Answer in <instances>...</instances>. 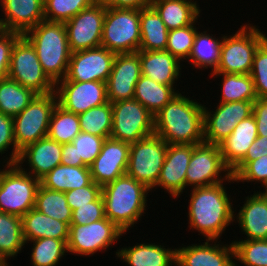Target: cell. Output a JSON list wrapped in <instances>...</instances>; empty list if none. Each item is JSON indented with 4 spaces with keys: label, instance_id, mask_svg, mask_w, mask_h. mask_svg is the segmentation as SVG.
I'll return each mask as SVG.
<instances>
[{
    "label": "cell",
    "instance_id": "30",
    "mask_svg": "<svg viewBox=\"0 0 267 266\" xmlns=\"http://www.w3.org/2000/svg\"><path fill=\"white\" fill-rule=\"evenodd\" d=\"M92 182L90 167L59 164L44 177L40 184L50 190L67 192Z\"/></svg>",
    "mask_w": 267,
    "mask_h": 266
},
{
    "label": "cell",
    "instance_id": "2",
    "mask_svg": "<svg viewBox=\"0 0 267 266\" xmlns=\"http://www.w3.org/2000/svg\"><path fill=\"white\" fill-rule=\"evenodd\" d=\"M154 134L167 144L204 142V104L179 92L154 115Z\"/></svg>",
    "mask_w": 267,
    "mask_h": 266
},
{
    "label": "cell",
    "instance_id": "43",
    "mask_svg": "<svg viewBox=\"0 0 267 266\" xmlns=\"http://www.w3.org/2000/svg\"><path fill=\"white\" fill-rule=\"evenodd\" d=\"M198 18L183 28L170 30L168 33L166 51L170 52L179 61L188 60L194 44V39L199 28H196Z\"/></svg>",
    "mask_w": 267,
    "mask_h": 266
},
{
    "label": "cell",
    "instance_id": "44",
    "mask_svg": "<svg viewBox=\"0 0 267 266\" xmlns=\"http://www.w3.org/2000/svg\"><path fill=\"white\" fill-rule=\"evenodd\" d=\"M250 75L254 82L257 98H267V37L254 54Z\"/></svg>",
    "mask_w": 267,
    "mask_h": 266
},
{
    "label": "cell",
    "instance_id": "22",
    "mask_svg": "<svg viewBox=\"0 0 267 266\" xmlns=\"http://www.w3.org/2000/svg\"><path fill=\"white\" fill-rule=\"evenodd\" d=\"M0 30L23 35L44 19V0H0ZM4 17V18H3Z\"/></svg>",
    "mask_w": 267,
    "mask_h": 266
},
{
    "label": "cell",
    "instance_id": "23",
    "mask_svg": "<svg viewBox=\"0 0 267 266\" xmlns=\"http://www.w3.org/2000/svg\"><path fill=\"white\" fill-rule=\"evenodd\" d=\"M61 153L62 144L45 137L21 150L16 164L24 172L41 179L61 164ZM24 162L27 163L25 166H29L27 169L24 167Z\"/></svg>",
    "mask_w": 267,
    "mask_h": 266
},
{
    "label": "cell",
    "instance_id": "29",
    "mask_svg": "<svg viewBox=\"0 0 267 266\" xmlns=\"http://www.w3.org/2000/svg\"><path fill=\"white\" fill-rule=\"evenodd\" d=\"M21 220L25 242L41 238L69 239L68 223L47 216L35 208L29 210Z\"/></svg>",
    "mask_w": 267,
    "mask_h": 266
},
{
    "label": "cell",
    "instance_id": "49",
    "mask_svg": "<svg viewBox=\"0 0 267 266\" xmlns=\"http://www.w3.org/2000/svg\"><path fill=\"white\" fill-rule=\"evenodd\" d=\"M102 193V187L92 181L89 185L81 188H76L65 192L68 205L72 209H77V206L89 205L95 201Z\"/></svg>",
    "mask_w": 267,
    "mask_h": 266
},
{
    "label": "cell",
    "instance_id": "6",
    "mask_svg": "<svg viewBox=\"0 0 267 266\" xmlns=\"http://www.w3.org/2000/svg\"><path fill=\"white\" fill-rule=\"evenodd\" d=\"M0 169V212L18 217L34 208L40 179L24 172L17 164Z\"/></svg>",
    "mask_w": 267,
    "mask_h": 266
},
{
    "label": "cell",
    "instance_id": "33",
    "mask_svg": "<svg viewBox=\"0 0 267 266\" xmlns=\"http://www.w3.org/2000/svg\"><path fill=\"white\" fill-rule=\"evenodd\" d=\"M208 30H204L200 32L199 30L196 33L193 49L191 55L188 59V64L195 69H211L210 72H214L218 67L220 51H221V43L223 40V35L218 38L214 37V35H210L207 32Z\"/></svg>",
    "mask_w": 267,
    "mask_h": 266
},
{
    "label": "cell",
    "instance_id": "15",
    "mask_svg": "<svg viewBox=\"0 0 267 266\" xmlns=\"http://www.w3.org/2000/svg\"><path fill=\"white\" fill-rule=\"evenodd\" d=\"M254 101L218 102L211 111L204 105V142L219 145L237 123L252 115Z\"/></svg>",
    "mask_w": 267,
    "mask_h": 266
},
{
    "label": "cell",
    "instance_id": "48",
    "mask_svg": "<svg viewBox=\"0 0 267 266\" xmlns=\"http://www.w3.org/2000/svg\"><path fill=\"white\" fill-rule=\"evenodd\" d=\"M105 218L104 201L100 195L89 205L77 206L72 211L70 225H86Z\"/></svg>",
    "mask_w": 267,
    "mask_h": 266
},
{
    "label": "cell",
    "instance_id": "54",
    "mask_svg": "<svg viewBox=\"0 0 267 266\" xmlns=\"http://www.w3.org/2000/svg\"><path fill=\"white\" fill-rule=\"evenodd\" d=\"M108 7L142 9L150 6V0H101Z\"/></svg>",
    "mask_w": 267,
    "mask_h": 266
},
{
    "label": "cell",
    "instance_id": "20",
    "mask_svg": "<svg viewBox=\"0 0 267 266\" xmlns=\"http://www.w3.org/2000/svg\"><path fill=\"white\" fill-rule=\"evenodd\" d=\"M220 242L205 239L203 244L177 247L175 266H235L232 241L229 244Z\"/></svg>",
    "mask_w": 267,
    "mask_h": 266
},
{
    "label": "cell",
    "instance_id": "41",
    "mask_svg": "<svg viewBox=\"0 0 267 266\" xmlns=\"http://www.w3.org/2000/svg\"><path fill=\"white\" fill-rule=\"evenodd\" d=\"M234 246L235 266H267V240L232 241Z\"/></svg>",
    "mask_w": 267,
    "mask_h": 266
},
{
    "label": "cell",
    "instance_id": "45",
    "mask_svg": "<svg viewBox=\"0 0 267 266\" xmlns=\"http://www.w3.org/2000/svg\"><path fill=\"white\" fill-rule=\"evenodd\" d=\"M104 140V137L80 132L72 141L78 153V160H82L87 167H90L100 154Z\"/></svg>",
    "mask_w": 267,
    "mask_h": 266
},
{
    "label": "cell",
    "instance_id": "36",
    "mask_svg": "<svg viewBox=\"0 0 267 266\" xmlns=\"http://www.w3.org/2000/svg\"><path fill=\"white\" fill-rule=\"evenodd\" d=\"M37 94L16 81L0 79V113L10 117L22 112Z\"/></svg>",
    "mask_w": 267,
    "mask_h": 266
},
{
    "label": "cell",
    "instance_id": "35",
    "mask_svg": "<svg viewBox=\"0 0 267 266\" xmlns=\"http://www.w3.org/2000/svg\"><path fill=\"white\" fill-rule=\"evenodd\" d=\"M213 78L221 79L220 103L233 101H255L257 99L254 82L250 74L210 73Z\"/></svg>",
    "mask_w": 267,
    "mask_h": 266
},
{
    "label": "cell",
    "instance_id": "12",
    "mask_svg": "<svg viewBox=\"0 0 267 266\" xmlns=\"http://www.w3.org/2000/svg\"><path fill=\"white\" fill-rule=\"evenodd\" d=\"M112 129L110 138L128 144L154 134V115L135 99L111 103Z\"/></svg>",
    "mask_w": 267,
    "mask_h": 266
},
{
    "label": "cell",
    "instance_id": "47",
    "mask_svg": "<svg viewBox=\"0 0 267 266\" xmlns=\"http://www.w3.org/2000/svg\"><path fill=\"white\" fill-rule=\"evenodd\" d=\"M236 183L251 182L261 184L263 190L267 188V156L263 155L259 159L250 161L235 177Z\"/></svg>",
    "mask_w": 267,
    "mask_h": 266
},
{
    "label": "cell",
    "instance_id": "34",
    "mask_svg": "<svg viewBox=\"0 0 267 266\" xmlns=\"http://www.w3.org/2000/svg\"><path fill=\"white\" fill-rule=\"evenodd\" d=\"M22 220L20 217L0 212V258L7 263L25 247Z\"/></svg>",
    "mask_w": 267,
    "mask_h": 266
},
{
    "label": "cell",
    "instance_id": "38",
    "mask_svg": "<svg viewBox=\"0 0 267 266\" xmlns=\"http://www.w3.org/2000/svg\"><path fill=\"white\" fill-rule=\"evenodd\" d=\"M34 208L56 220L69 225L71 223L72 209L68 205L65 192L50 190L40 184Z\"/></svg>",
    "mask_w": 267,
    "mask_h": 266
},
{
    "label": "cell",
    "instance_id": "11",
    "mask_svg": "<svg viewBox=\"0 0 267 266\" xmlns=\"http://www.w3.org/2000/svg\"><path fill=\"white\" fill-rule=\"evenodd\" d=\"M226 181L234 183L235 178L223 161L219 145L206 142L195 144L186 171V188H200Z\"/></svg>",
    "mask_w": 267,
    "mask_h": 266
},
{
    "label": "cell",
    "instance_id": "26",
    "mask_svg": "<svg viewBox=\"0 0 267 266\" xmlns=\"http://www.w3.org/2000/svg\"><path fill=\"white\" fill-rule=\"evenodd\" d=\"M140 63L142 75L161 84L176 87L177 80L182 75V62L166 50H140Z\"/></svg>",
    "mask_w": 267,
    "mask_h": 266
},
{
    "label": "cell",
    "instance_id": "25",
    "mask_svg": "<svg viewBox=\"0 0 267 266\" xmlns=\"http://www.w3.org/2000/svg\"><path fill=\"white\" fill-rule=\"evenodd\" d=\"M117 259L129 266H175L176 247L166 248L163 243L141 242L133 246L121 247L116 254Z\"/></svg>",
    "mask_w": 267,
    "mask_h": 266
},
{
    "label": "cell",
    "instance_id": "9",
    "mask_svg": "<svg viewBox=\"0 0 267 266\" xmlns=\"http://www.w3.org/2000/svg\"><path fill=\"white\" fill-rule=\"evenodd\" d=\"M57 103L55 91L36 95L22 112L13 117L14 140L19 151L47 137L50 118Z\"/></svg>",
    "mask_w": 267,
    "mask_h": 266
},
{
    "label": "cell",
    "instance_id": "21",
    "mask_svg": "<svg viewBox=\"0 0 267 266\" xmlns=\"http://www.w3.org/2000/svg\"><path fill=\"white\" fill-rule=\"evenodd\" d=\"M193 144H168L163 167L155 189L162 188L175 200L186 189V171L191 160ZM166 190V191H165Z\"/></svg>",
    "mask_w": 267,
    "mask_h": 266
},
{
    "label": "cell",
    "instance_id": "46",
    "mask_svg": "<svg viewBox=\"0 0 267 266\" xmlns=\"http://www.w3.org/2000/svg\"><path fill=\"white\" fill-rule=\"evenodd\" d=\"M13 130V117L0 113V155L6 153L8 149L11 150L9 157L6 155V159H3V164H16L20 155L14 140Z\"/></svg>",
    "mask_w": 267,
    "mask_h": 266
},
{
    "label": "cell",
    "instance_id": "37",
    "mask_svg": "<svg viewBox=\"0 0 267 266\" xmlns=\"http://www.w3.org/2000/svg\"><path fill=\"white\" fill-rule=\"evenodd\" d=\"M81 132L78 114L56 104L49 123L47 137L60 144L71 143Z\"/></svg>",
    "mask_w": 267,
    "mask_h": 266
},
{
    "label": "cell",
    "instance_id": "50",
    "mask_svg": "<svg viewBox=\"0 0 267 266\" xmlns=\"http://www.w3.org/2000/svg\"><path fill=\"white\" fill-rule=\"evenodd\" d=\"M20 33L0 30V79L8 78L11 50Z\"/></svg>",
    "mask_w": 267,
    "mask_h": 266
},
{
    "label": "cell",
    "instance_id": "39",
    "mask_svg": "<svg viewBox=\"0 0 267 266\" xmlns=\"http://www.w3.org/2000/svg\"><path fill=\"white\" fill-rule=\"evenodd\" d=\"M33 243L30 257L32 266H56L60 260L67 255L68 240L41 238L26 241V244Z\"/></svg>",
    "mask_w": 267,
    "mask_h": 266
},
{
    "label": "cell",
    "instance_id": "3",
    "mask_svg": "<svg viewBox=\"0 0 267 266\" xmlns=\"http://www.w3.org/2000/svg\"><path fill=\"white\" fill-rule=\"evenodd\" d=\"M151 190L127 174L102 187L105 217L127 233L144 216Z\"/></svg>",
    "mask_w": 267,
    "mask_h": 266
},
{
    "label": "cell",
    "instance_id": "42",
    "mask_svg": "<svg viewBox=\"0 0 267 266\" xmlns=\"http://www.w3.org/2000/svg\"><path fill=\"white\" fill-rule=\"evenodd\" d=\"M97 0H44V19L51 22L70 20Z\"/></svg>",
    "mask_w": 267,
    "mask_h": 266
},
{
    "label": "cell",
    "instance_id": "28",
    "mask_svg": "<svg viewBox=\"0 0 267 266\" xmlns=\"http://www.w3.org/2000/svg\"><path fill=\"white\" fill-rule=\"evenodd\" d=\"M150 6L159 14L166 28L170 30L200 21V5L192 0H150Z\"/></svg>",
    "mask_w": 267,
    "mask_h": 266
},
{
    "label": "cell",
    "instance_id": "14",
    "mask_svg": "<svg viewBox=\"0 0 267 266\" xmlns=\"http://www.w3.org/2000/svg\"><path fill=\"white\" fill-rule=\"evenodd\" d=\"M106 5L97 0L65 22L71 53L101 46Z\"/></svg>",
    "mask_w": 267,
    "mask_h": 266
},
{
    "label": "cell",
    "instance_id": "40",
    "mask_svg": "<svg viewBox=\"0 0 267 266\" xmlns=\"http://www.w3.org/2000/svg\"><path fill=\"white\" fill-rule=\"evenodd\" d=\"M81 132L110 138L112 129V106L111 102L90 108L86 112L78 114Z\"/></svg>",
    "mask_w": 267,
    "mask_h": 266
},
{
    "label": "cell",
    "instance_id": "4",
    "mask_svg": "<svg viewBox=\"0 0 267 266\" xmlns=\"http://www.w3.org/2000/svg\"><path fill=\"white\" fill-rule=\"evenodd\" d=\"M23 36L34 47L47 76L55 84L64 79L71 56L65 23L43 20Z\"/></svg>",
    "mask_w": 267,
    "mask_h": 266
},
{
    "label": "cell",
    "instance_id": "19",
    "mask_svg": "<svg viewBox=\"0 0 267 266\" xmlns=\"http://www.w3.org/2000/svg\"><path fill=\"white\" fill-rule=\"evenodd\" d=\"M130 144L107 138L101 152L90 166L92 181L103 187L126 174Z\"/></svg>",
    "mask_w": 267,
    "mask_h": 266
},
{
    "label": "cell",
    "instance_id": "1",
    "mask_svg": "<svg viewBox=\"0 0 267 266\" xmlns=\"http://www.w3.org/2000/svg\"><path fill=\"white\" fill-rule=\"evenodd\" d=\"M224 182L191 189L188 200V226L206 240H220L234 219V207Z\"/></svg>",
    "mask_w": 267,
    "mask_h": 266
},
{
    "label": "cell",
    "instance_id": "18",
    "mask_svg": "<svg viewBox=\"0 0 267 266\" xmlns=\"http://www.w3.org/2000/svg\"><path fill=\"white\" fill-rule=\"evenodd\" d=\"M140 50L116 54L106 81L107 99L114 103L134 99L135 85L141 77Z\"/></svg>",
    "mask_w": 267,
    "mask_h": 266
},
{
    "label": "cell",
    "instance_id": "17",
    "mask_svg": "<svg viewBox=\"0 0 267 266\" xmlns=\"http://www.w3.org/2000/svg\"><path fill=\"white\" fill-rule=\"evenodd\" d=\"M55 92L58 104L75 114L108 102L106 83L100 81H58Z\"/></svg>",
    "mask_w": 267,
    "mask_h": 266
},
{
    "label": "cell",
    "instance_id": "31",
    "mask_svg": "<svg viewBox=\"0 0 267 266\" xmlns=\"http://www.w3.org/2000/svg\"><path fill=\"white\" fill-rule=\"evenodd\" d=\"M141 43L139 50L165 51L169 30L159 14L151 7L140 9Z\"/></svg>",
    "mask_w": 267,
    "mask_h": 266
},
{
    "label": "cell",
    "instance_id": "32",
    "mask_svg": "<svg viewBox=\"0 0 267 266\" xmlns=\"http://www.w3.org/2000/svg\"><path fill=\"white\" fill-rule=\"evenodd\" d=\"M155 82L141 75L135 85L134 99L139 101L152 115H156L176 94L179 89Z\"/></svg>",
    "mask_w": 267,
    "mask_h": 266
},
{
    "label": "cell",
    "instance_id": "5",
    "mask_svg": "<svg viewBox=\"0 0 267 266\" xmlns=\"http://www.w3.org/2000/svg\"><path fill=\"white\" fill-rule=\"evenodd\" d=\"M240 27L235 34L223 36L218 67L210 73H251L254 54L267 34L252 23Z\"/></svg>",
    "mask_w": 267,
    "mask_h": 266
},
{
    "label": "cell",
    "instance_id": "51",
    "mask_svg": "<svg viewBox=\"0 0 267 266\" xmlns=\"http://www.w3.org/2000/svg\"><path fill=\"white\" fill-rule=\"evenodd\" d=\"M252 115L256 120L258 136H267V98H257L253 102Z\"/></svg>",
    "mask_w": 267,
    "mask_h": 266
},
{
    "label": "cell",
    "instance_id": "13",
    "mask_svg": "<svg viewBox=\"0 0 267 266\" xmlns=\"http://www.w3.org/2000/svg\"><path fill=\"white\" fill-rule=\"evenodd\" d=\"M124 234L107 217L86 225H70L67 250L71 255L89 257L109 250Z\"/></svg>",
    "mask_w": 267,
    "mask_h": 266
},
{
    "label": "cell",
    "instance_id": "55",
    "mask_svg": "<svg viewBox=\"0 0 267 266\" xmlns=\"http://www.w3.org/2000/svg\"><path fill=\"white\" fill-rule=\"evenodd\" d=\"M262 146L267 149V136H262Z\"/></svg>",
    "mask_w": 267,
    "mask_h": 266
},
{
    "label": "cell",
    "instance_id": "27",
    "mask_svg": "<svg viewBox=\"0 0 267 266\" xmlns=\"http://www.w3.org/2000/svg\"><path fill=\"white\" fill-rule=\"evenodd\" d=\"M257 137L256 120L251 115L237 123L232 133L219 144L223 161L231 171L245 158Z\"/></svg>",
    "mask_w": 267,
    "mask_h": 266
},
{
    "label": "cell",
    "instance_id": "24",
    "mask_svg": "<svg viewBox=\"0 0 267 266\" xmlns=\"http://www.w3.org/2000/svg\"><path fill=\"white\" fill-rule=\"evenodd\" d=\"M243 203L238 213L236 210L234 213L242 234L246 235L243 239L267 240V195L264 191H254Z\"/></svg>",
    "mask_w": 267,
    "mask_h": 266
},
{
    "label": "cell",
    "instance_id": "8",
    "mask_svg": "<svg viewBox=\"0 0 267 266\" xmlns=\"http://www.w3.org/2000/svg\"><path fill=\"white\" fill-rule=\"evenodd\" d=\"M8 78L37 95L55 91V83L43 71L34 47L23 35L12 47Z\"/></svg>",
    "mask_w": 267,
    "mask_h": 266
},
{
    "label": "cell",
    "instance_id": "52",
    "mask_svg": "<svg viewBox=\"0 0 267 266\" xmlns=\"http://www.w3.org/2000/svg\"><path fill=\"white\" fill-rule=\"evenodd\" d=\"M263 155L267 156V149L262 146V136H258L250 145L245 158L231 171L235 177L250 161L259 159Z\"/></svg>",
    "mask_w": 267,
    "mask_h": 266
},
{
    "label": "cell",
    "instance_id": "56",
    "mask_svg": "<svg viewBox=\"0 0 267 266\" xmlns=\"http://www.w3.org/2000/svg\"><path fill=\"white\" fill-rule=\"evenodd\" d=\"M10 264L7 263L3 258H0V266H9Z\"/></svg>",
    "mask_w": 267,
    "mask_h": 266
},
{
    "label": "cell",
    "instance_id": "16",
    "mask_svg": "<svg viewBox=\"0 0 267 266\" xmlns=\"http://www.w3.org/2000/svg\"><path fill=\"white\" fill-rule=\"evenodd\" d=\"M116 54L105 47L71 53L67 75L60 81H107Z\"/></svg>",
    "mask_w": 267,
    "mask_h": 266
},
{
    "label": "cell",
    "instance_id": "7",
    "mask_svg": "<svg viewBox=\"0 0 267 266\" xmlns=\"http://www.w3.org/2000/svg\"><path fill=\"white\" fill-rule=\"evenodd\" d=\"M140 43V9L106 6L101 46L115 54H124L138 52Z\"/></svg>",
    "mask_w": 267,
    "mask_h": 266
},
{
    "label": "cell",
    "instance_id": "53",
    "mask_svg": "<svg viewBox=\"0 0 267 266\" xmlns=\"http://www.w3.org/2000/svg\"><path fill=\"white\" fill-rule=\"evenodd\" d=\"M61 164L66 166H86L78 160V153L73 143L62 144Z\"/></svg>",
    "mask_w": 267,
    "mask_h": 266
},
{
    "label": "cell",
    "instance_id": "10",
    "mask_svg": "<svg viewBox=\"0 0 267 266\" xmlns=\"http://www.w3.org/2000/svg\"><path fill=\"white\" fill-rule=\"evenodd\" d=\"M168 144L152 134L130 144L126 174L151 190L156 186L164 164Z\"/></svg>",
    "mask_w": 267,
    "mask_h": 266
}]
</instances>
